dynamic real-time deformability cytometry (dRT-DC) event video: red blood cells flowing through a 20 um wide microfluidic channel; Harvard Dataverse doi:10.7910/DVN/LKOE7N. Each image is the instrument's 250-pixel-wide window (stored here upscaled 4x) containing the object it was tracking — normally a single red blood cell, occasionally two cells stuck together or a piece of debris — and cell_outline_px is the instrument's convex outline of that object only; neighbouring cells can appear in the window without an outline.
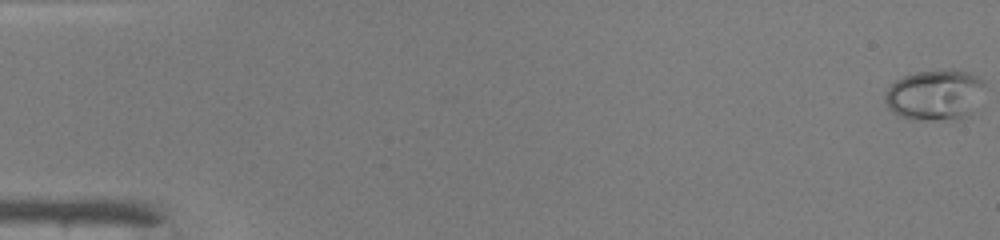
{"species": "common noctule bat (a hibernating species)", "species_latin": "Nyctalus noctula", "temperature_condition": "warm", "stored_images_in_passage": 49, "camera_frame_rate_fps": 3000, "um_per_image_px": 0.085, "animal": {"sex": "male", "body_mass_g": 19.0, "forearm_length_mm": 50.8}, "frame": {"image": 1, "passage_image": 1, "time_ms": 0.0, "image_size_px": [1000, 240], "cell_outline_px": [[984, 84], [968, 116], [956, 120], [912, 120], [900, 116], [892, 112], [888, 108], [884, 100], [884, 92], [896, 80], [904, 76], [916, 72], [948, 68], [956, 68], [972, 72], [980, 76], [984, 80]], "centroid_in_image_um": [79.44, 8.04], "position_along_channel_um": 5.6, "area_um2": 29.82}}
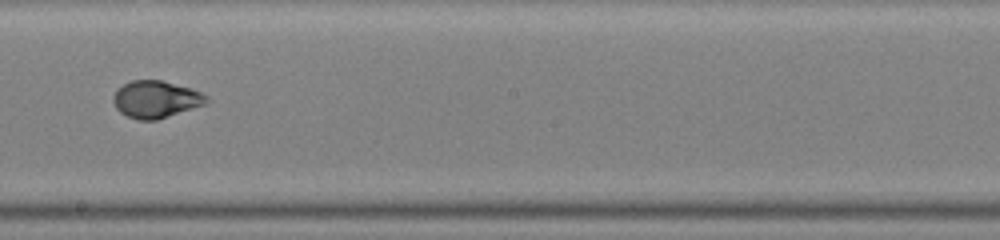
{"frame": {"image": 2, "passage_image": 29, "time_ms": 9.333, "image_size_px": [1000, 240], "cell_outline_px": [[208, 104], [156, 120], [140, 120], [128, 116], [120, 112], [116, 108], [112, 100], [112, 96], [124, 84], [132, 80], [160, 80], [192, 88], [208, 96]], "centroid_in_image_um": [13.28, 8.44], "position_along_channel_um": 234.9, "area_um2": 20.17}}
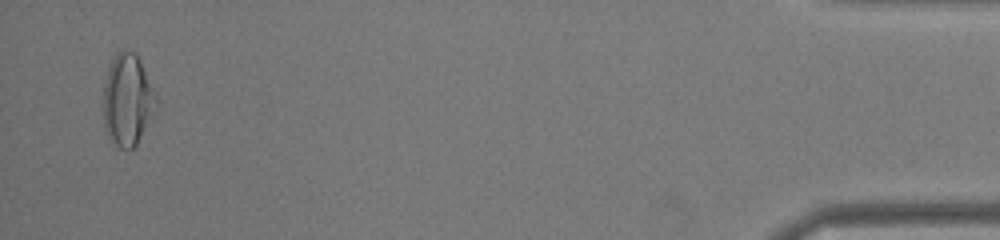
{"frame": {"image": 3, "passage_image": 48, "time_ms": 15.667, "image_size_px": [1000, 240], "cell_outline_px": [[156, 112], [136, 144], [132, 148], [120, 148], [108, 140], [104, 128], [104, 84], [108, 68], [116, 52], [124, 48], [136, 52], [156, 92]], "centroid_in_image_um": [10.84, 8.48], "position_along_channel_um": 424.4, "area_um2": 28.61}, "authors_computed_cell_mechanics": {"area_um2": 20.6924, "velocity_mm_per_s": 4.2407, "shape_relaxation_time_tau1_ms": 4.628, "shape_relaxation_time_tau2_ms": null, "deformation_change_tau1": 0.2235, "deformation_change_tau2": null}}